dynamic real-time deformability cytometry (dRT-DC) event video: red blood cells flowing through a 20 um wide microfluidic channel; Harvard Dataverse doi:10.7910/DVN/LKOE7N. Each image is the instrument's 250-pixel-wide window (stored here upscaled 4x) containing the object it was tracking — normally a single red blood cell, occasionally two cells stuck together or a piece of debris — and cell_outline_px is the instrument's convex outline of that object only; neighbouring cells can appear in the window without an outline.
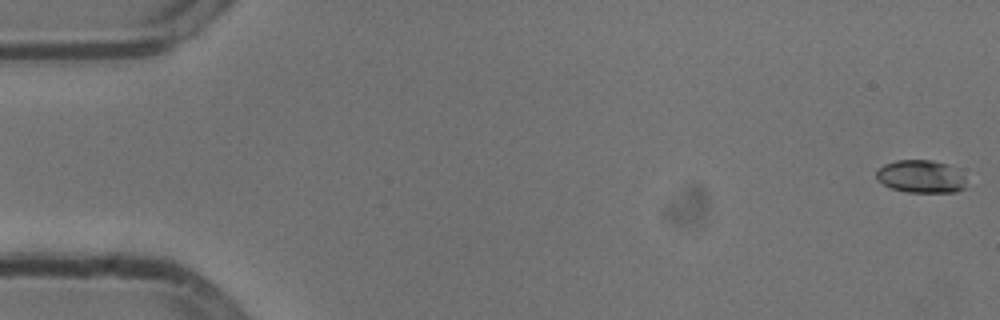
{"species": "common noctule bat (a hibernating species)", "species_latin": "Nyctalus noctula", "temperature_condition": "cold", "stored_images_in_passage": 55, "camera_frame_rate_fps": 3000, "um_per_image_px": 0.085, "animal": {"sex": "male", "body_mass_g": 13.3}, "frame": {"image": 1, "passage_image": 1, "time_ms": 0.0, "image_size_px": [1000, 320], "cell_outline_px": [[964, 188], [956, 192], [908, 192], [892, 188], [884, 184], [876, 176], [876, 172], [884, 164], [896, 160], [932, 160], [948, 164], [956, 168], [964, 180]], "centroid_in_image_um": [78.27, 14.99], "position_along_channel_um": 6.7, "area_um2": 16.94}}
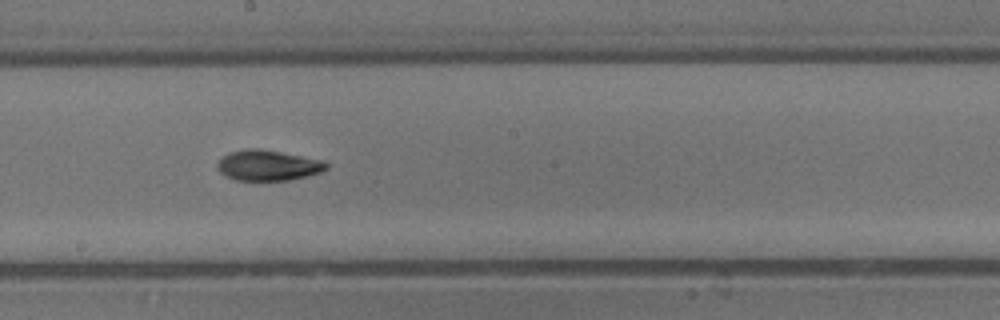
{"frame": {"image": 2, "passage_image": 30, "time_ms": 9.667, "image_size_px": [1000, 320], "cell_outline_px": [[328, 168], [320, 172], [308, 176], [288, 180], [236, 180], [224, 176], [216, 168], [216, 164], [228, 152], [248, 148], [260, 148], [320, 160], [328, 164]], "centroid_in_image_um": [22.73, 14.06], "position_along_channel_um": 225.5, "area_um2": 19.31}}
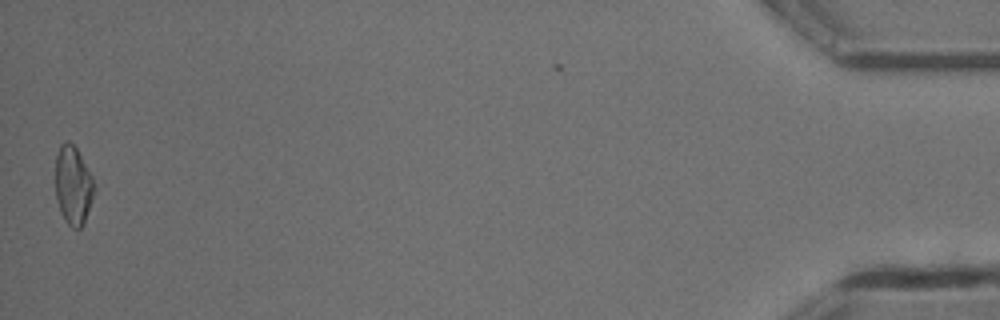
{"frame": {"image": 3, "passage_image": 54, "time_ms": 17.667, "image_size_px": [1000, 320], "cell_outline_px": [[96, 188], [84, 224], [80, 228], [72, 228], [64, 220], [60, 212], [56, 196], [56, 156], [60, 144], [68, 140], [76, 148], [92, 176]], "centroid_in_image_um": [6.22, 15.77], "position_along_channel_um": 429.0, "area_um2": 17.8}, "authors_computed_cell_mechanics": {"area_um2": 18.5538, "velocity_mm_per_s": 3.7957, "shape_relaxation_time_tau1_ms": 3.3959, "shape_relaxation_time_tau2_ms": 7.2813, "deformation_change_tau1": 0.135, "deformation_change_tau2": 0.1254}}